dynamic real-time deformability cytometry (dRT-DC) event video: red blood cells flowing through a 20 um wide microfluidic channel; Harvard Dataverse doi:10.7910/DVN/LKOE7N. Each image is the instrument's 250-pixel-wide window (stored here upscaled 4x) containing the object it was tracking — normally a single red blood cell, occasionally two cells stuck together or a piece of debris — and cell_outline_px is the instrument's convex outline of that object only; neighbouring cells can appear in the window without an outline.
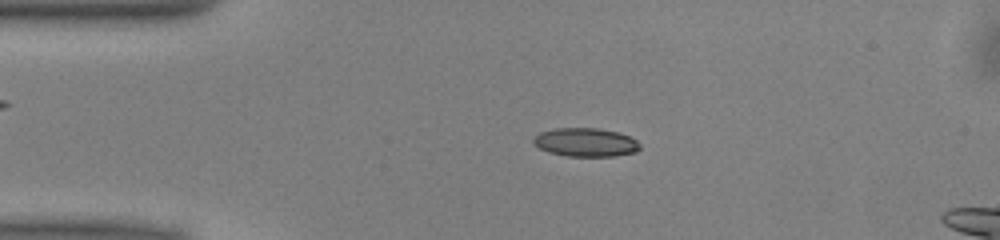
{"species": "common noctule bat (a hibernating species)", "species_latin": "Nyctalus noctula", "temperature_condition": "warm", "stored_images_in_passage": 51, "segment_of_instrument_passage": [1, 2], "camera_frame_rate_fps": 3000, "um_per_image_px": 0.085, "animal": {"sex": "male", "body_mass_g": 13.0, "forearm_length_mm": 53.1}, "frame": {"image": 1, "passage_image": 10, "time_ms": 3.0, "image_size_px": [1000, 240], "cell_outline_px": [[640, 148], [636, 152], [616, 156], [568, 156], [548, 152], [532, 144], [532, 140], [540, 132], [556, 128], [600, 128], [620, 132], [636, 140], [640, 144]], "centroid_in_image_um": [49.79, 12.09], "position_along_channel_um": 35.2, "area_um2": 17.86}}
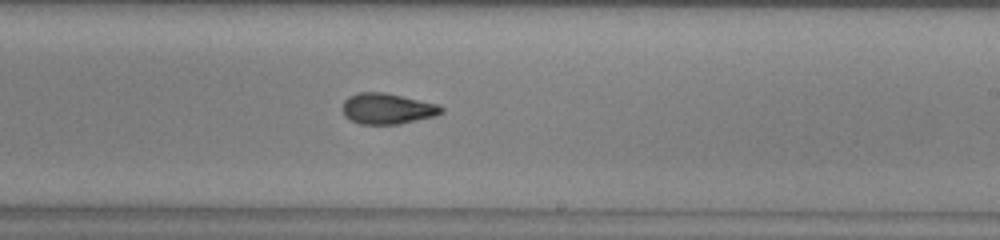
{"frame": {"image": 2, "passage_image": 29, "time_ms": 9.333, "image_size_px": [1000, 240], "cell_outline_px": [[444, 112], [436, 116], [400, 124], [360, 124], [344, 116], [340, 108], [344, 100], [348, 96], [356, 92], [384, 92], [440, 104], [444, 108]], "centroid_in_image_um": [32.92, 9.23], "position_along_channel_um": 256.1, "area_um2": 18.15}}
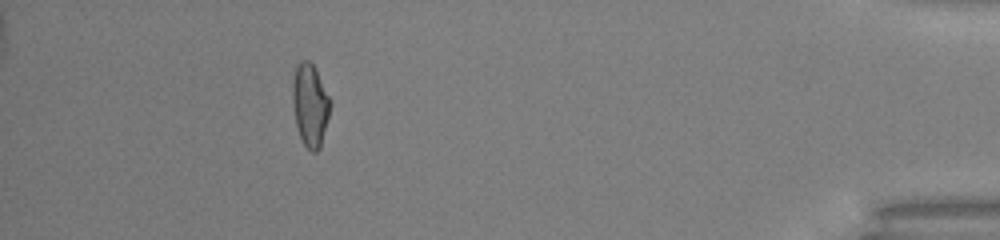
{"frame": {"image": 3, "passage_image": 45, "time_ms": 14.667, "image_size_px": [1000, 240], "cell_outline_px": [[332, 104], [320, 148], [316, 152], [312, 152], [304, 144], [300, 136], [296, 124], [292, 104], [292, 80], [296, 68], [300, 60], [308, 60], [316, 68], [332, 100]], "centroid_in_image_um": [26.38, 8.89], "position_along_channel_um": 408.8, "area_um2": 18.44}}